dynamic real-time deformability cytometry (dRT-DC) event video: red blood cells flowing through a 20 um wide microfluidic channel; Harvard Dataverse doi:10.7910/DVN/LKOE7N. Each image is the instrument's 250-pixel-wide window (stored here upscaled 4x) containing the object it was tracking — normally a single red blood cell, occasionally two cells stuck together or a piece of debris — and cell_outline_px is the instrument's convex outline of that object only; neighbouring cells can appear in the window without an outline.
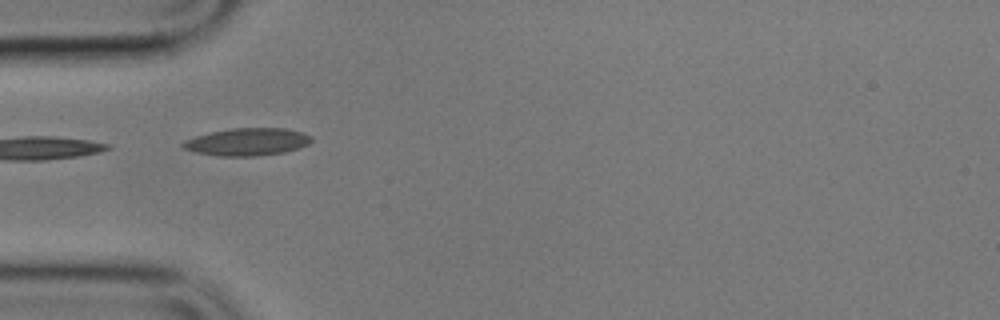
{"species": "common noctule bat (a hibernating species)", "species_latin": "Nyctalus noctula", "temperature_condition": "cold", "stored_images_in_passage": 10, "camera_frame_rate_fps": 3000, "um_per_image_px": 0.085, "animal": {"sex": "male", "body_mass_g": 17.9}, "frame": {"image": 1, "passage_image": 1, "time_ms": 0.0, "image_size_px": [1000, 320], "cell_outline_px": [[312, 140], [308, 144], [284, 152], [256, 156], [216, 156], [196, 152], [184, 148], [180, 144], [184, 140], [196, 136], [212, 132], [232, 128], [284, 128], [304, 132], [312, 136]], "centroid_in_image_um": [21.02, 12.05], "position_along_channel_um": 64.0, "area_um2": 20.52}}